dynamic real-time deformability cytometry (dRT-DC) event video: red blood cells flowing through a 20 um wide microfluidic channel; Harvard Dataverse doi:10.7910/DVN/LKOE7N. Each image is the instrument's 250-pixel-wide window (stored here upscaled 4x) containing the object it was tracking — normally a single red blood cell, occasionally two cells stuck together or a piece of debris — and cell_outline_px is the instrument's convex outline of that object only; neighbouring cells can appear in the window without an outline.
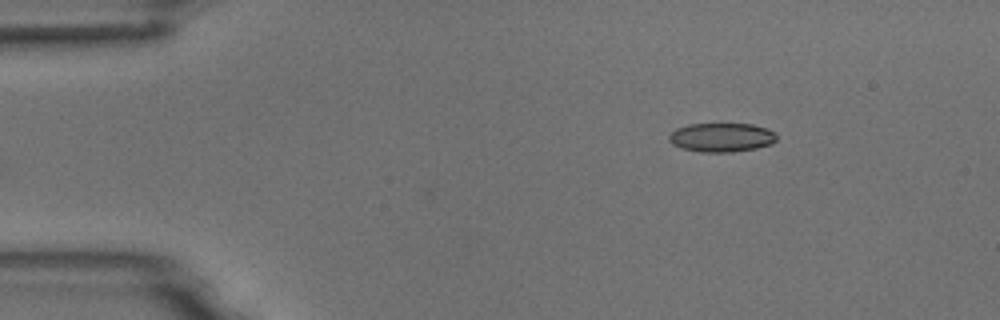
{"species": "common noctule bat (a hibernating species)", "species_latin": "Nyctalus noctula", "temperature_condition": "room temperature", "stored_images_in_passage": 3, "camera_frame_rate_fps": 3000, "um_per_image_px": 0.085, "animal": {"sex": "male", "body_mass_g": 18.8}, "frame": {"image": 1, "passage_image": 1, "time_ms": 0.0, "image_size_px": [1000, 320], "cell_outline_px": [[776, 140], [772, 144], [756, 148], [732, 152], [700, 152], [684, 148], [672, 144], [668, 140], [668, 136], [676, 128], [688, 124], [752, 124], [768, 128], [776, 132]], "centroid_in_image_um": [61.35, 11.67], "position_along_channel_um": 23.6, "area_um2": 18.26}}